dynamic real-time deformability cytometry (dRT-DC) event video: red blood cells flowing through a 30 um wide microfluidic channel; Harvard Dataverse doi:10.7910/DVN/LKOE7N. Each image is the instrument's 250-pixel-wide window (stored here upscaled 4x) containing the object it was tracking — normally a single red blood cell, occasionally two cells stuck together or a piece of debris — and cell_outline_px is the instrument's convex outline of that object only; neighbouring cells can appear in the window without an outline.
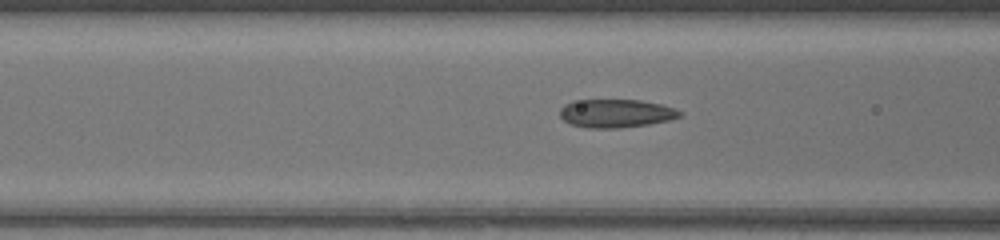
{"species": "common noctule bat (a hibernating species)", "species_latin": "Nyctalus noctula", "temperature_condition": "warm", "stored_images_in_passage": 9, "camera_frame_rate_fps": 3000, "um_per_image_px": 0.085, "animal": {"sex": "female", "body_mass_g": 17.0, "forearm_length_mm": 48.0}, "frame": {"image": 1, "passage_image": 7, "time_ms": 2.0, "image_size_px": [1000, 240], "cell_outline_px": [[684, 116], [668, 120], [648, 124], [620, 128], [588, 128], [572, 124], [564, 120], [560, 116], [560, 108], [564, 104], [572, 100], [640, 100], [660, 104], [676, 108], [684, 112]], "centroid_in_image_um": [52.38, 9.63], "position_along_channel_um": 114.2, "area_um2": 19.94}}